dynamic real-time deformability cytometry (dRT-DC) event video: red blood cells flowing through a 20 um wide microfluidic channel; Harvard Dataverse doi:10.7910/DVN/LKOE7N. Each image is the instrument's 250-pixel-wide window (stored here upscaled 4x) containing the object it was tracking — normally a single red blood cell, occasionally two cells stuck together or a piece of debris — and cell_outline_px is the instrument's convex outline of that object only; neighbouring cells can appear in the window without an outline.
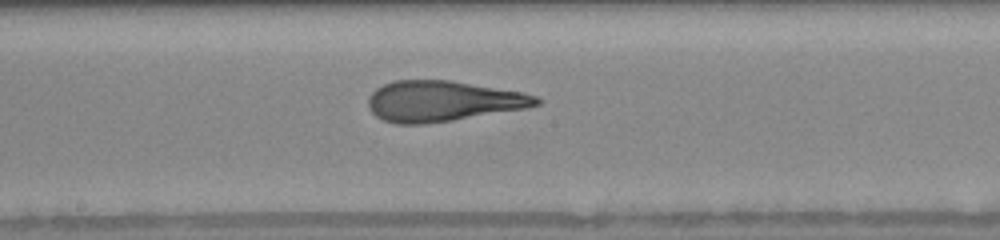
{"species": "human", "species_latin": "Homo sapiens", "temperature_condition": "warm", "stored_images_in_passage": 54, "camera_frame_rate_fps": 3000, "um_per_image_px": 0.085, "donor": {"sex": "female"}, "frame": {"image": 1, "passage_image": 32, "time_ms": 9.333, "image_size_px": [1000, 240], "cell_outline_px": [[540, 104], [528, 108], [452, 120], [424, 124], [396, 124], [384, 120], [376, 116], [368, 108], [368, 96], [376, 88], [384, 84], [396, 80], [452, 80], [520, 92], [536, 96], [540, 100]], "centroid_in_image_um": [37.6, 8.6], "position_along_channel_um": 210.6, "area_um2": 39.71}}
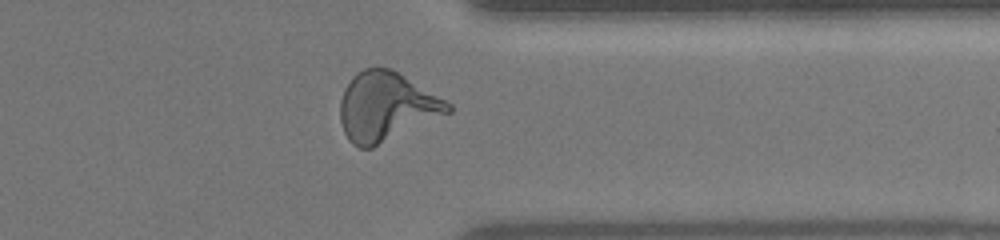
{"frame": {"image": 2, "passage_image": 45, "time_ms": 13.667, "image_size_px": [1000, 240], "cell_outline_px": [[452, 112], [372, 148], [360, 148], [352, 144], [348, 140], [344, 132], [340, 120], [340, 100], [344, 88], [352, 76], [356, 72], [364, 68], [392, 68], [452, 104]], "centroid_in_image_um": [32.82, 9.07], "position_along_channel_um": 378.6, "area_um2": 43.41}}